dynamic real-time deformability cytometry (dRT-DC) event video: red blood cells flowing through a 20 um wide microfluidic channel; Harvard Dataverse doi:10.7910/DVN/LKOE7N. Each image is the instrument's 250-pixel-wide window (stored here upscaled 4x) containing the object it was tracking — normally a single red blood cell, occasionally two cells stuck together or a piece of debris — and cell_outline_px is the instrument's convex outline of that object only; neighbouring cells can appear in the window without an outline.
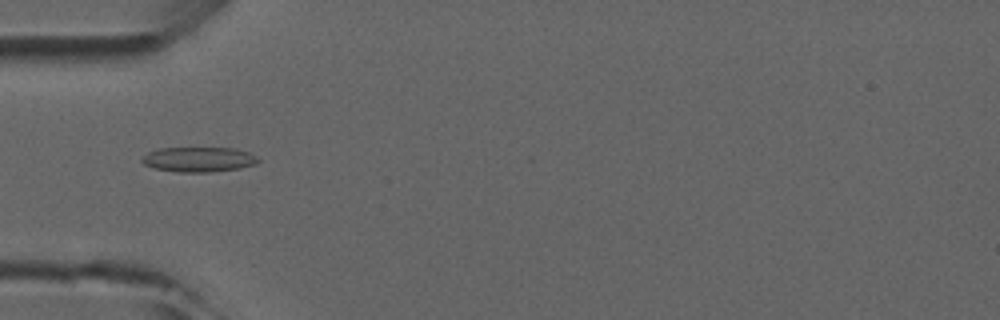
{"species": "common noctule bat (a hibernating species)", "species_latin": "Nyctalus noctula", "temperature_condition": "room temperature", "stored_images_in_passage": 7, "camera_frame_rate_fps": 3000, "um_per_image_px": 0.085, "animal": {"sex": "male", "forearm_length_mm": 52.5}, "frame": {"image": 1, "passage_image": 5, "time_ms": 4.667, "image_size_px": [1000, 320], "cell_outline_px": [[260, 160], [256, 164], [240, 168], [208, 172], [180, 172], [156, 168], [144, 164], [140, 160], [148, 152], [160, 148], [236, 148], [248, 152], [256, 156]], "centroid_in_image_um": [16.92, 13.54], "position_along_channel_um": 68.1, "area_um2": 16.76}}
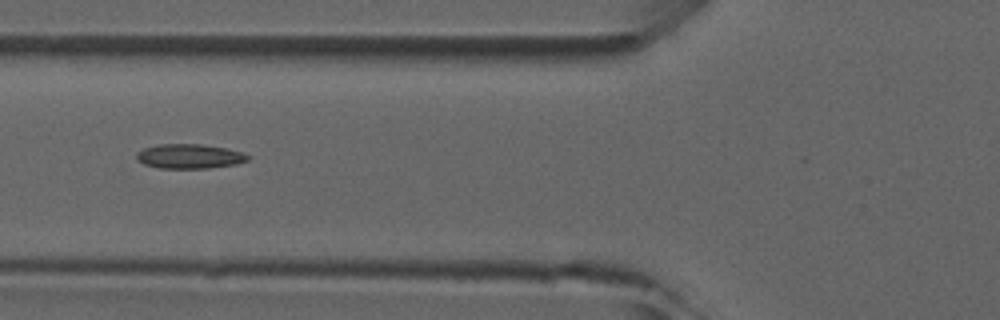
{"frame": {"image": 2, "passage_image": 6, "time_ms": 5.667, "image_size_px": [1000, 320], "cell_outline_px": [[252, 156], [248, 160], [236, 164], [208, 168], [160, 168], [144, 164], [136, 156], [136, 152], [144, 148], [160, 144], [204, 144], [228, 148], [244, 152]], "centroid_in_image_um": [16.17, 13.27], "position_along_channel_um": 109.6, "area_um2": 16.01}}
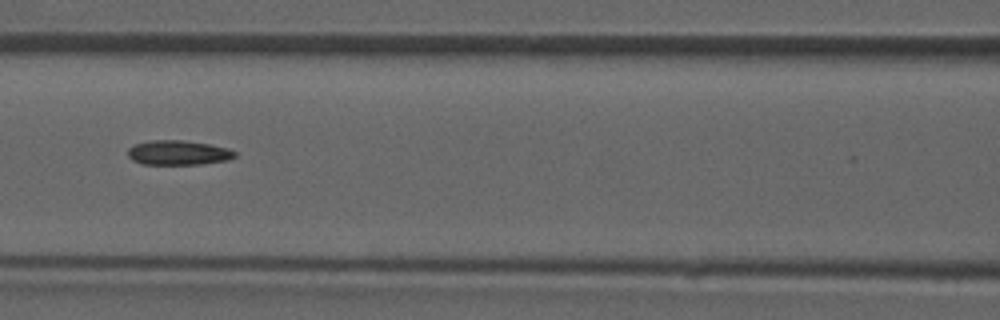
{"frame": {"image": 3, "passage_image": 7, "time_ms": 6.667, "image_size_px": [1000, 320], "cell_outline_px": [[236, 156], [228, 160], [200, 164], [144, 164], [132, 160], [128, 156], [128, 148], [136, 144], [152, 140], [184, 140], [208, 144], [228, 148], [236, 152]], "centroid_in_image_um": [15.16, 12.98], "position_along_channel_um": 151.4, "area_um2": 15.26}}